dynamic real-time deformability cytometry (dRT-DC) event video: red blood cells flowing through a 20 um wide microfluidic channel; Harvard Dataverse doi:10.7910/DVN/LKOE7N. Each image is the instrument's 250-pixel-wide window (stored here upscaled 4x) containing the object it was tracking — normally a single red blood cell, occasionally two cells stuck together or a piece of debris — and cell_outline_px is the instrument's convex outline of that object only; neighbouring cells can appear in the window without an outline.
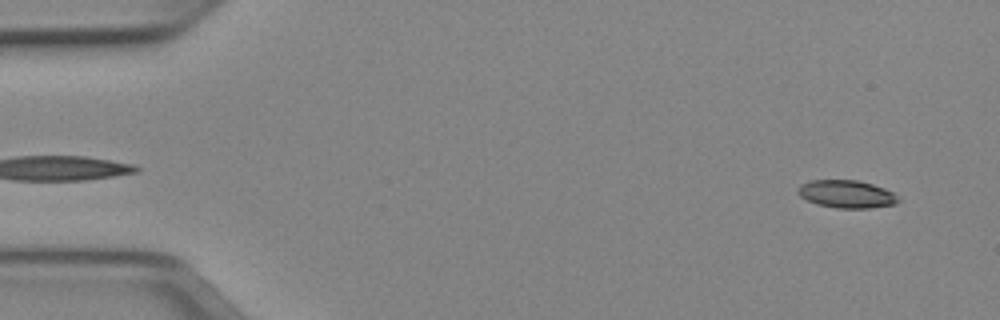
{"species": "Egyptian fruit bat (a non-hibernating species)", "species_latin": "Rousettus aegyptiacus", "temperature_condition": "cold", "stored_images_in_passage": 50, "camera_frame_rate_fps": 3000, "um_per_image_px": 0.085, "animal": {"sex": "female"}, "frame": {"image": 1, "passage_image": 3, "time_ms": 0.667, "image_size_px": [1000, 320], "cell_outline_px": [[900, 200], [896, 204], [868, 208], [836, 208], [816, 204], [800, 196], [796, 192], [800, 184], [808, 180], [856, 180], [872, 184], [884, 188], [892, 192]], "centroid_in_image_um": [71.92, 16.49], "position_along_channel_um": 13.1, "area_um2": 16.24}}
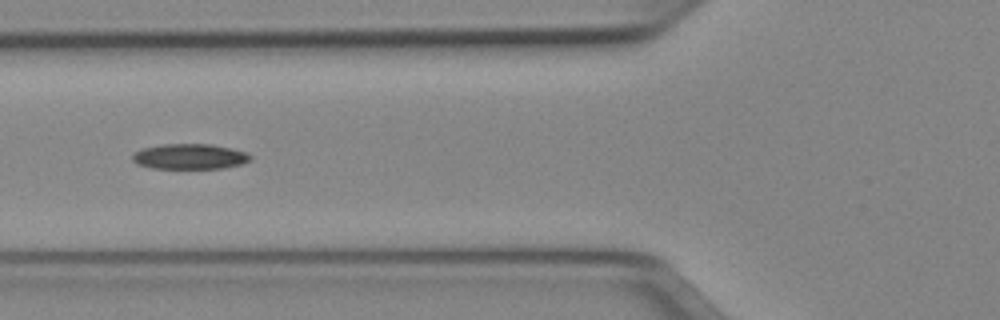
{"frame": {"image": 2, "passage_image": 19, "time_ms": 6.0, "image_size_px": [1000, 320], "cell_outline_px": [[252, 160], [244, 164], [224, 168], [152, 168], [136, 164], [132, 160], [132, 156], [136, 152], [144, 148], [160, 144], [212, 144], [232, 148], [248, 152], [252, 156]], "centroid_in_image_um": [16.19, 13.3], "position_along_channel_um": 109.6, "area_um2": 17.63}}
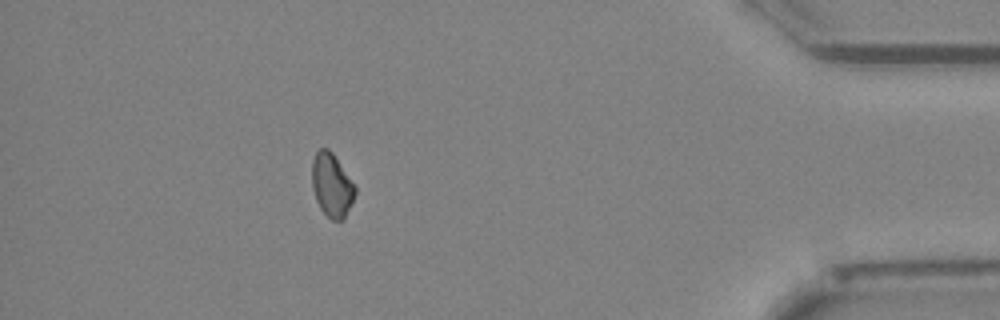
{"frame": {"image": 3, "passage_image": 45, "time_ms": 14.667, "image_size_px": [1000, 320], "cell_outline_px": [[356, 192], [352, 204], [344, 220], [332, 220], [320, 208], [316, 200], [312, 188], [312, 160], [316, 152], [320, 148], [328, 148], [332, 152], [356, 188]], "centroid_in_image_um": [28.19, 15.75], "position_along_channel_um": 407.0, "area_um2": 15.9}, "authors_computed_cell_mechanics": {"area_um2": 16.8198, "velocity_mm_per_s": 3.9973, "shape_relaxation_time_tau1_ms": 8.2212, "shape_relaxation_time_tau2_ms": null, "deformation_change_tau1": 0.1302, "deformation_change_tau2": null}}